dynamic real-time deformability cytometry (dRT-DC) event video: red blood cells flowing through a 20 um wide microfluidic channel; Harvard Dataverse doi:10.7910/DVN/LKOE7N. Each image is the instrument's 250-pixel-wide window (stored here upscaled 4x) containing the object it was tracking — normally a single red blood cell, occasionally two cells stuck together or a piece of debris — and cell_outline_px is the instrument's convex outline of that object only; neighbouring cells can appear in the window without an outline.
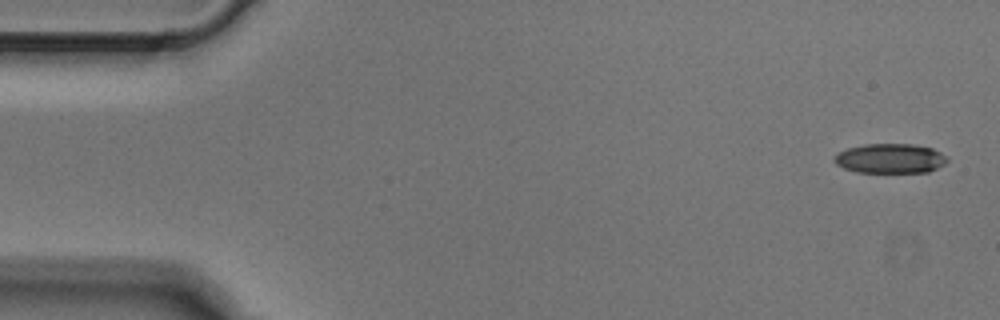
{"species": "Egyptian fruit bat (a non-hibernating species)", "species_latin": "Rousettus aegyptiacus", "temperature_condition": "cold", "stored_images_in_passage": 5, "segment_of_instrument_passage": [1, 2], "camera_frame_rate_fps": 3000, "um_per_image_px": 0.085, "animal": {"sex": "male"}, "frame": {"image": 1, "passage_image": 1, "time_ms": 0.0, "image_size_px": [1000, 320], "cell_outline_px": [[948, 160], [944, 164], [928, 172], [856, 172], [844, 168], [836, 164], [832, 160], [832, 156], [848, 148], [864, 144], [912, 144], [932, 148], [940, 152]], "centroid_in_image_um": [75.62, 13.47], "position_along_channel_um": 9.4, "area_um2": 19.42}}